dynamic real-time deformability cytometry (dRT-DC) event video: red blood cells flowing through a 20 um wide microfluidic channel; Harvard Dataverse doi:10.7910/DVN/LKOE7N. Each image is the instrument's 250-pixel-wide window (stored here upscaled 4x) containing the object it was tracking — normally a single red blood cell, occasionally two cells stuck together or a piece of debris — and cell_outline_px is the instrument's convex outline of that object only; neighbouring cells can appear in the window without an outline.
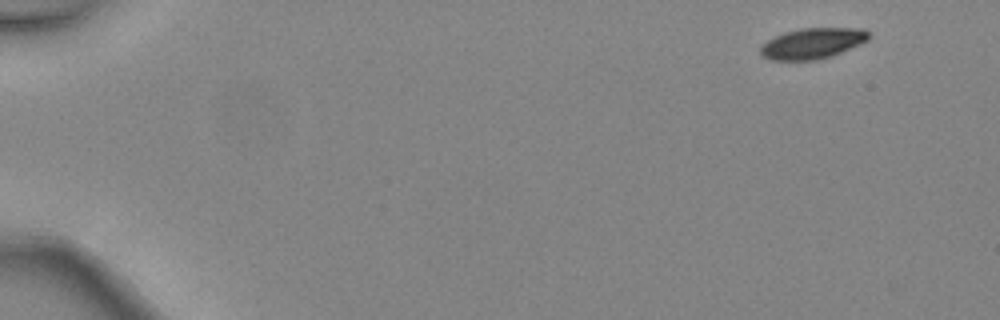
{"species": "common noctule bat (a hibernating species)", "species_latin": "Nyctalus noctula", "temperature_condition": "warm", "stored_images_in_passage": 5, "camera_frame_rate_fps": 3000, "um_per_image_px": 0.085, "animal": {"sex": "female", "body_mass_g": 24.6, "forearm_length_mm": 56.2}, "frame": {"image": 1, "passage_image": 1, "time_ms": 0.0, "image_size_px": [1000, 320], "cell_outline_px": [[868, 40], [860, 44], [832, 56], [816, 60], [772, 60], [764, 56], [760, 52], [760, 48], [768, 40], [784, 32], [800, 28], [860, 28], [868, 32]], "centroid_in_image_um": [69.06, 3.68], "position_along_channel_um": 15.9, "area_um2": 19.19}}
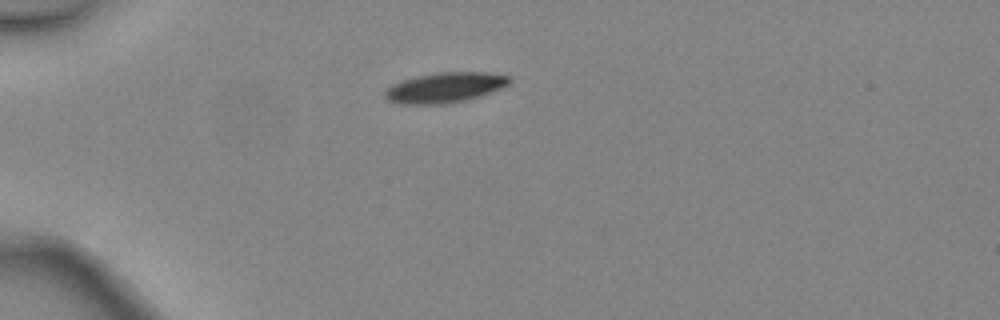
{"frame": {"image": 2, "passage_image": 4, "time_ms": 1.0, "image_size_px": [1000, 320], "cell_outline_px": [[512, 80], [508, 84], [492, 92], [468, 100], [444, 104], [400, 104], [388, 100], [384, 96], [384, 92], [392, 84], [416, 76], [436, 72], [488, 72], [512, 76]], "centroid_in_image_um": [37.85, 7.44], "position_along_channel_um": 47.2, "area_um2": 22.08}}